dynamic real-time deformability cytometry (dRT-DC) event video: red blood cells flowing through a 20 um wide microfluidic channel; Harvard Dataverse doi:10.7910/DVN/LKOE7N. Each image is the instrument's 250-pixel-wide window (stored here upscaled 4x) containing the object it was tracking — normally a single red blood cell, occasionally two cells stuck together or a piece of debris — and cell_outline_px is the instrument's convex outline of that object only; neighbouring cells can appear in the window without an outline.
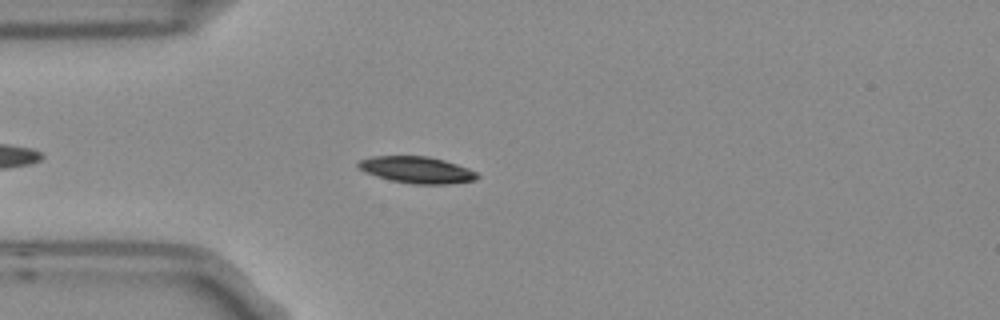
{"species": "Egyptian fruit bat (a non-hibernating species)", "species_latin": "Rousettus aegyptiacus", "temperature_condition": "room temperature", "stored_images_in_passage": 6, "camera_frame_rate_fps": 3000, "um_per_image_px": 0.085, "frame": {"image": 1, "passage_image": 4, "time_ms": 1.0, "image_size_px": [1000, 320], "cell_outline_px": [[480, 176], [472, 180], [448, 184], [416, 184], [392, 180], [376, 176], [360, 168], [356, 164], [360, 160], [372, 156], [428, 156], [444, 160], [468, 168], [476, 172]], "centroid_in_image_um": [35.44, 14.43], "position_along_channel_um": 49.6, "area_um2": 18.15}}